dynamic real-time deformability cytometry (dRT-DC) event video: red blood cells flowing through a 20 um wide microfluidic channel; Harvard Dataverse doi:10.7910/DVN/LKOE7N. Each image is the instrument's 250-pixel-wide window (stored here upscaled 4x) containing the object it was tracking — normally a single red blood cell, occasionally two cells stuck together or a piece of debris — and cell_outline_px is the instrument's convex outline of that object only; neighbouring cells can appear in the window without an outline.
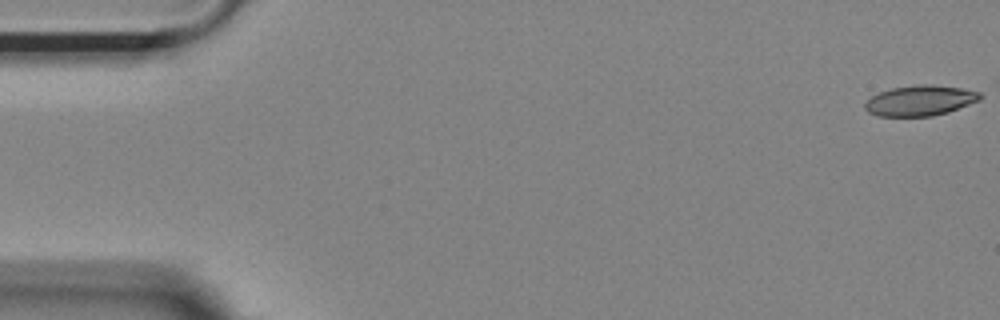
{"species": "Egyptian fruit bat (a non-hibernating species)", "species_latin": "Rousettus aegyptiacus", "temperature_condition": "room temperature", "stored_images_in_passage": 50, "camera_frame_rate_fps": 3000, "um_per_image_px": 0.085, "animal": {"sex": "female"}, "frame": {"image": 1, "passage_image": 1, "time_ms": 0.0, "image_size_px": [1000, 320], "cell_outline_px": [[984, 96], [980, 100], [948, 112], [932, 116], [876, 116], [868, 112], [864, 108], [864, 104], [872, 96], [880, 92], [892, 88], [916, 84], [932, 84], [960, 88], [980, 92]], "centroid_in_image_um": [78.22, 8.54], "position_along_channel_um": 6.8, "area_um2": 20.46}}
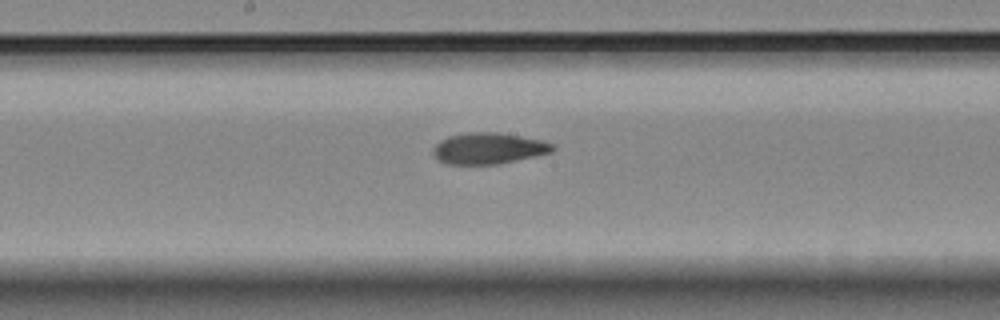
{"frame": {"image": 2, "passage_image": 28, "time_ms": 9.0, "image_size_px": [1000, 320], "cell_outline_px": [[556, 148], [552, 152], [536, 156], [496, 164], [448, 164], [440, 160], [432, 152], [432, 148], [440, 140], [448, 136], [468, 132], [500, 132], [540, 140], [556, 144]], "centroid_in_image_um": [41.54, 12.6], "position_along_channel_um": 206.7, "area_um2": 21.73}}
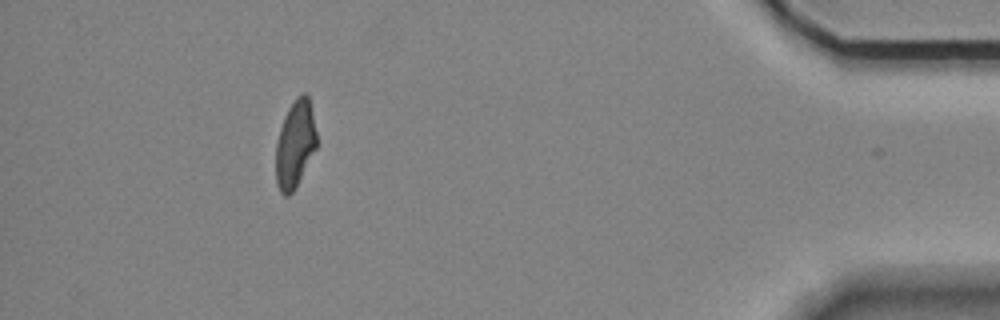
{"frame": {"image": 3, "passage_image": 49, "time_ms": 16.0, "image_size_px": [1000, 320], "cell_outline_px": [[316, 148], [296, 188], [288, 196], [284, 196], [280, 192], [276, 184], [276, 144], [280, 128], [284, 116], [288, 108], [296, 96], [304, 92], [308, 96], [312, 112], [316, 132]], "centroid_in_image_um": [25.07, 12.27], "position_along_channel_um": 410.1, "area_um2": 20.81}, "authors_computed_cell_mechanics": {"area_um2": 21.675, "velocity_mm_per_s": 3.7138, "shape_relaxation_time_tau1_ms": 6.7845, "shape_relaxation_time_tau2_ms": 2.7565, "deformation_change_tau1": 0.1957, "deformation_change_tau2": 0.093}}